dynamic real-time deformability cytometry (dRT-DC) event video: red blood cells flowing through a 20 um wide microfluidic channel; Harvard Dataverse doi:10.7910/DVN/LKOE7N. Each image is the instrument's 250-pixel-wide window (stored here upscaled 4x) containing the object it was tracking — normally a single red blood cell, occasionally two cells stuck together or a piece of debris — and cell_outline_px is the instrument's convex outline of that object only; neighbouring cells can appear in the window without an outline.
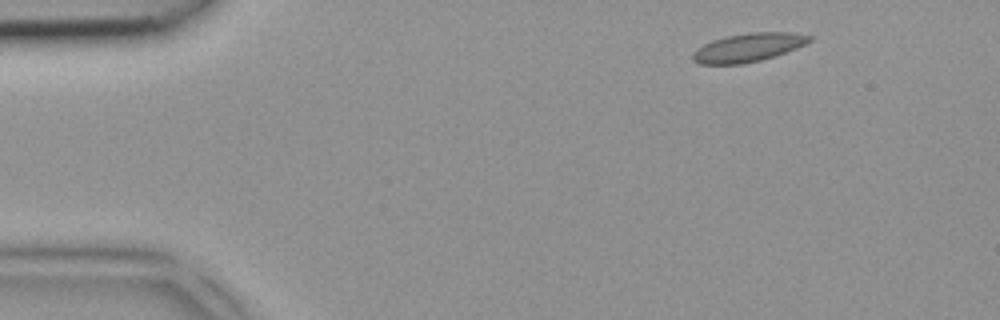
{"species": "common noctule bat (a hibernating species)", "species_latin": "Nyctalus noctula", "temperature_condition": "room temperature", "stored_images_in_passage": 4, "segment_of_instrument_passage": [1, 2], "camera_frame_rate_fps": 3000, "um_per_image_px": 0.085, "animal": {"sex": "female", "body_mass_g": 18.4}, "frame": {"image": 1, "passage_image": 1, "time_ms": 0.0, "image_size_px": [1000, 320], "cell_outline_px": [[812, 40], [796, 48], [760, 60], [744, 64], [700, 64], [692, 60], [692, 52], [696, 48], [712, 40], [728, 36], [752, 32], [788, 32], [812, 36]], "centroid_in_image_um": [63.55, 4.04], "position_along_channel_um": 21.5, "area_um2": 19.19}}